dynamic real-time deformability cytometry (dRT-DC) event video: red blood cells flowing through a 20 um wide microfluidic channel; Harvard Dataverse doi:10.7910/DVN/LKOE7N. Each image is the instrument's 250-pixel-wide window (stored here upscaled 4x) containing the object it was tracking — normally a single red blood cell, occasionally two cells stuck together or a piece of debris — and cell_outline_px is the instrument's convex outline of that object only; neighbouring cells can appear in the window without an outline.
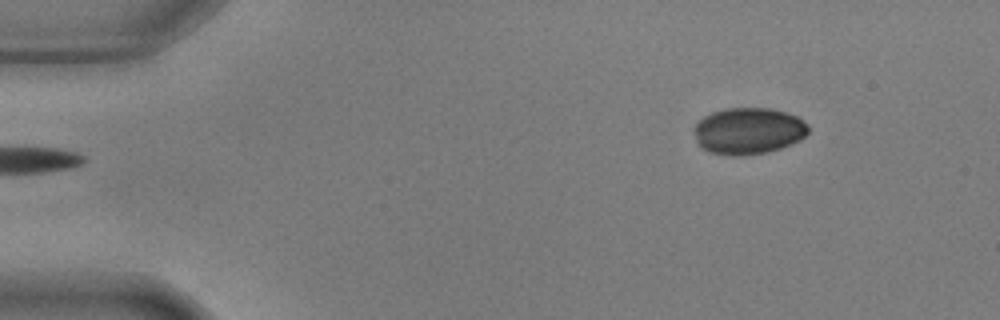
{"species": "common noctule bat (a hibernating species)", "species_latin": "Nyctalus noctula", "temperature_condition": "warm", "stored_images_in_passage": 46, "camera_frame_rate_fps": 3000, "um_per_image_px": 0.085, "animal": {"sex": "male", "body_mass_g": 17.9, "forearm_length_mm": 54.2}, "frame": {"image": 1, "passage_image": 1, "time_ms": 0.0, "image_size_px": [1000, 320], "cell_outline_px": [[808, 132], [800, 140], [780, 148], [768, 152], [740, 156], [732, 156], [708, 152], [700, 148], [696, 144], [692, 128], [704, 116], [712, 112], [728, 108], [768, 108], [788, 112], [796, 116], [808, 124]], "centroid_in_image_um": [63.57, 11.14], "position_along_channel_um": 21.4, "area_um2": 31.39}}
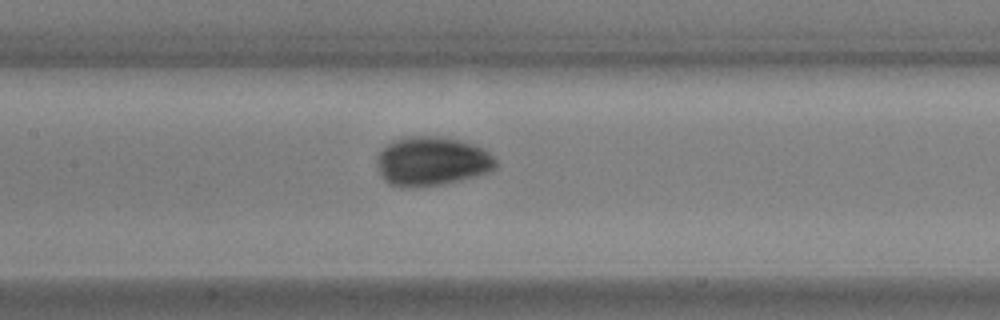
{"frame": {"image": 2, "passage_image": 20, "time_ms": 6.333, "image_size_px": [1000, 320], "cell_outline_px": [[496, 168], [492, 172], [444, 184], [408, 188], [400, 188], [388, 184], [380, 176], [376, 160], [376, 156], [392, 140], [404, 136], [436, 136], [460, 140], [484, 148], [496, 160]], "centroid_in_image_um": [36.69, 13.72], "position_along_channel_um": 170.7, "area_um2": 34.51}}
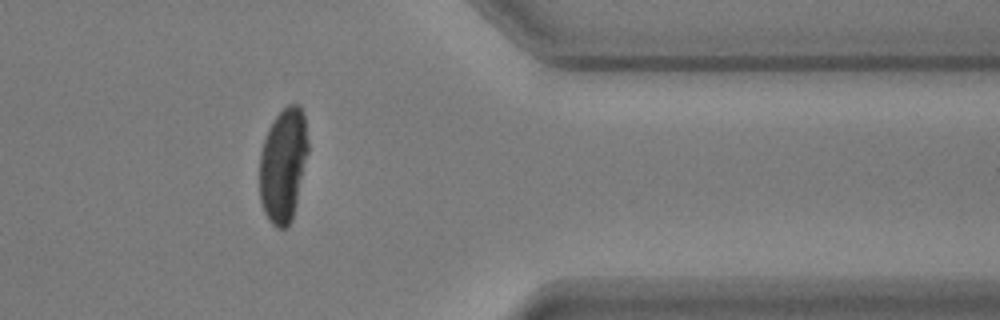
{"frame": {"image": 3, "passage_image": 39, "time_ms": 12.667, "image_size_px": [1000, 320], "cell_outline_px": [[308, 152], [296, 204], [292, 220], [284, 228], [276, 228], [268, 220], [264, 212], [260, 200], [260, 152], [268, 128], [276, 116], [288, 104], [300, 104], [304, 116], [308, 144]], "centroid_in_image_um": [24.07, 14.02], "position_along_channel_um": 387.3, "area_um2": 32.19}}